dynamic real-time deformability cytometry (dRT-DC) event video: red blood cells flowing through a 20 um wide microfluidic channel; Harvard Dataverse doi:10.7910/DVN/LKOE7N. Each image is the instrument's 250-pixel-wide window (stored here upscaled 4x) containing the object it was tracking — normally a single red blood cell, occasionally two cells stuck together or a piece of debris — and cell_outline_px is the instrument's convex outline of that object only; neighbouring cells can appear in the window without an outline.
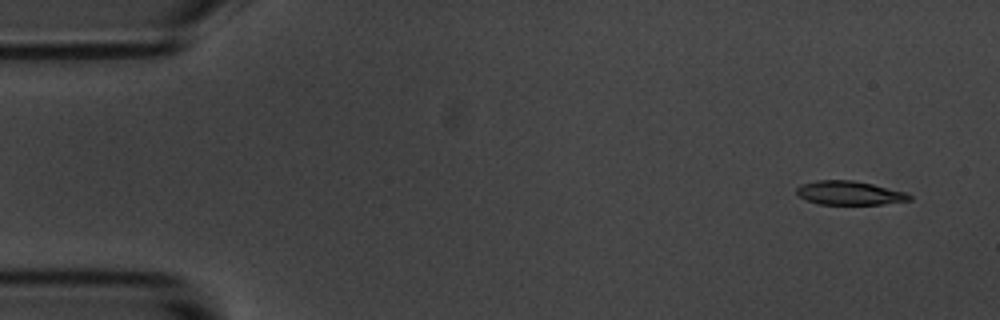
{"species": "common noctule bat (a hibernating species)", "species_latin": "Nyctalus noctula", "temperature_condition": "room temperature", "stored_images_in_passage": 5, "camera_frame_rate_fps": 3000, "um_per_image_px": 0.085, "animal": {"sex": "male", "body_mass_g": 20.1, "forearm_length_mm": 53.5}, "frame": {"image": 1, "passage_image": 1, "time_ms": 0.0, "image_size_px": [1000, 320], "cell_outline_px": [[912, 200], [880, 204], [820, 204], [808, 200], [800, 196], [796, 192], [796, 188], [800, 184], [816, 180], [852, 180], [872, 184], [908, 192], [912, 196]], "centroid_in_image_um": [72.23, 16.39], "position_along_channel_um": 12.8, "area_um2": 15.66}}
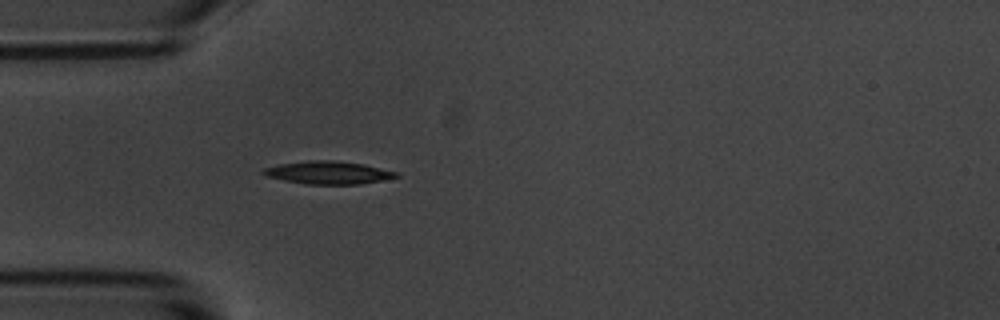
{"frame": {"image": 2, "passage_image": 5, "time_ms": 4.333, "image_size_px": [1000, 320], "cell_outline_px": [[400, 176], [360, 184], [304, 184], [284, 180], [268, 176], [260, 172], [264, 168], [280, 164], [308, 160], [336, 160], [364, 164], [396, 172]], "centroid_in_image_um": [27.88, 14.66], "position_along_channel_um": 57.1, "area_um2": 17.51}}